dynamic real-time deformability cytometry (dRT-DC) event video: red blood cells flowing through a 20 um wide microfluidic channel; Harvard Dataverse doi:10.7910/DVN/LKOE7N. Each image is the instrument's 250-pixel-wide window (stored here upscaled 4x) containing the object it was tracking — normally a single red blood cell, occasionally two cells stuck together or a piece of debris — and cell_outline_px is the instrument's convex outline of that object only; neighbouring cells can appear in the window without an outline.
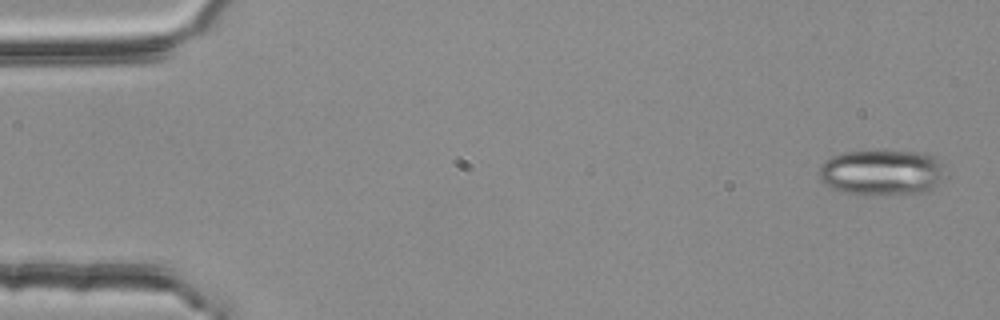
{"species": "common noctule bat (a hibernating species)", "species_latin": "Nyctalus noctula", "temperature_condition": "room temperature", "stored_images_in_passage": 4, "camera_frame_rate_fps": 3000, "um_per_image_px": 0.085, "animal": {"sex": "female", "body_mass_g": 25.1}, "frame": {"image": 1, "passage_image": 1, "time_ms": 0.0, "image_size_px": [1000, 320], "cell_outline_px": [[948, 176], [928, 192], [840, 192], [828, 188], [820, 180], [820, 164], [824, 160], [832, 156], [844, 152], [868, 148], [880, 148], [928, 152], [936, 156], [944, 164]], "centroid_in_image_um": [75.01, 14.55], "position_along_channel_um": 10.0, "area_um2": 34.68}}